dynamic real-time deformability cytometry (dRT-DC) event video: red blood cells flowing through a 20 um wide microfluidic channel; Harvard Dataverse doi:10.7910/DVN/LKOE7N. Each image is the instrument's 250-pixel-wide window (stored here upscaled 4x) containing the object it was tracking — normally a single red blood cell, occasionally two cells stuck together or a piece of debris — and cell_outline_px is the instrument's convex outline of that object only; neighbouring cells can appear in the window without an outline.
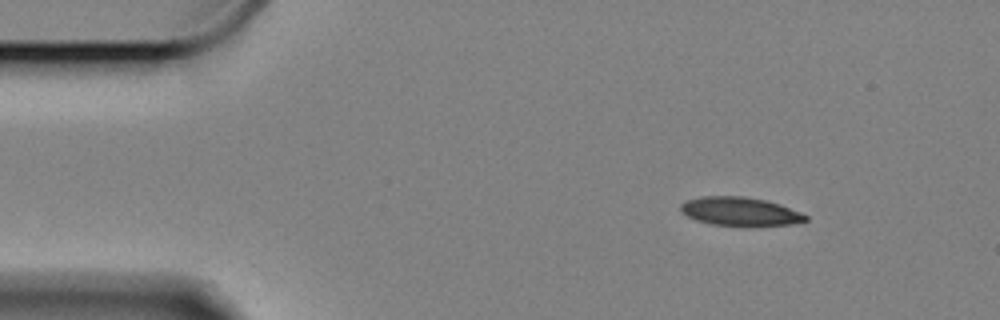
{"species": "Egyptian fruit bat (a non-hibernating species)", "species_latin": "Rousettus aegyptiacus", "temperature_condition": "cold", "stored_images_in_passage": 53, "camera_frame_rate_fps": 3000, "um_per_image_px": 0.085, "animal": {"sex": "female"}, "frame": {"image": 1, "passage_image": 1, "time_ms": 0.0, "image_size_px": [1000, 320], "cell_outline_px": [[808, 220], [792, 224], [748, 228], [712, 224], [696, 220], [688, 216], [680, 208], [680, 204], [688, 200], [700, 196], [740, 196], [764, 200], [780, 204], [800, 212], [808, 216]], "centroid_in_image_um": [62.94, 18.01], "position_along_channel_um": 22.1, "area_um2": 21.21}}
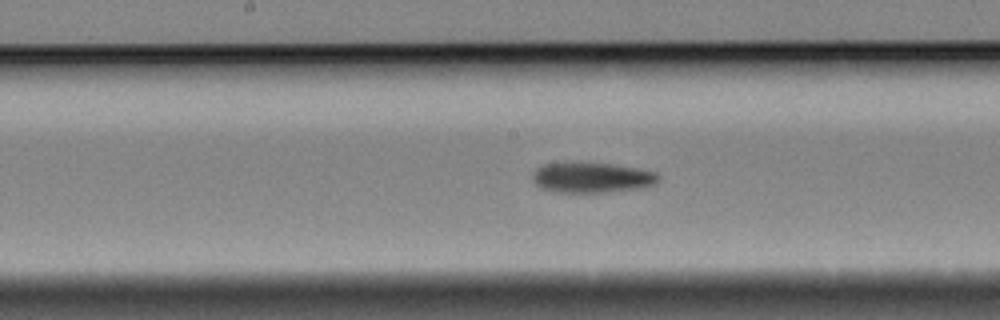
{"frame": {"image": 2, "passage_image": 23, "time_ms": 7.333, "image_size_px": [1000, 320], "cell_outline_px": [[660, 180], [656, 184], [644, 188], [604, 192], [552, 192], [540, 188], [532, 180], [532, 172], [536, 168], [544, 164], [568, 160], [616, 164], [640, 168], [656, 172], [660, 176]], "centroid_in_image_um": [50.3, 15.06], "position_along_channel_um": 197.9, "area_um2": 23.29}}
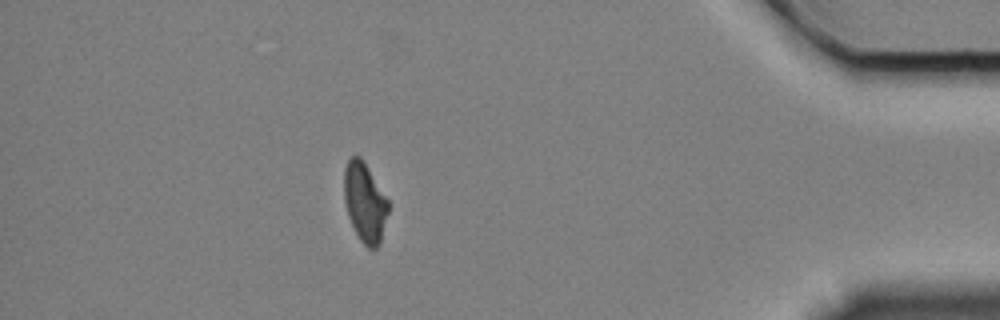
{"frame": {"image": 3, "passage_image": 46, "time_ms": 15.0, "image_size_px": [1000, 320], "cell_outline_px": [[388, 212], [380, 244], [376, 248], [368, 248], [360, 240], [348, 216], [344, 200], [344, 168], [348, 160], [352, 156], [360, 156], [364, 160], [388, 200]], "centroid_in_image_um": [31.0, 17.18], "position_along_channel_um": 404.2, "area_um2": 20.4}, "authors_computed_cell_mechanics": {"area_um2": 21.8484, "velocity_mm_per_s": 3.3074, "shape_relaxation_time_tau1_ms": 4.5121, "shape_relaxation_time_tau2_ms": 9.28, "deformation_change_tau1": 0.1483, "deformation_change_tau2": 0.177}}